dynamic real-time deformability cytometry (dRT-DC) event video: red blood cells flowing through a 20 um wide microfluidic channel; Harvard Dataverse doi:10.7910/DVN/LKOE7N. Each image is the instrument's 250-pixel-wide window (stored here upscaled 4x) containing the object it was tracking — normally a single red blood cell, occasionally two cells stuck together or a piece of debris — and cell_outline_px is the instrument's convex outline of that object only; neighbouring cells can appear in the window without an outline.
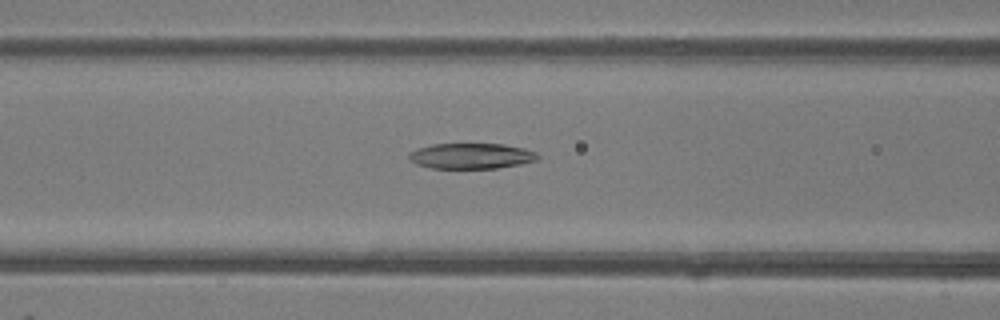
{"species": "common noctule bat (a hibernating species)", "species_latin": "Nyctalus noctula", "temperature_condition": "room temperature", "stored_images_in_passage": 35, "camera_frame_rate_fps": 3000, "um_per_image_px": 0.085, "animal": {"sex": "female"}, "frame": {"image": 1, "passage_image": 7, "time_ms": 2.0, "image_size_px": [1000, 320], "cell_outline_px": [[540, 156], [536, 160], [520, 164], [496, 168], [432, 168], [416, 164], [408, 160], [408, 152], [416, 148], [432, 144], [504, 144], [524, 148], [536, 152]], "centroid_in_image_um": [40.01, 13.25], "position_along_channel_um": 126.6, "area_um2": 19.31}}
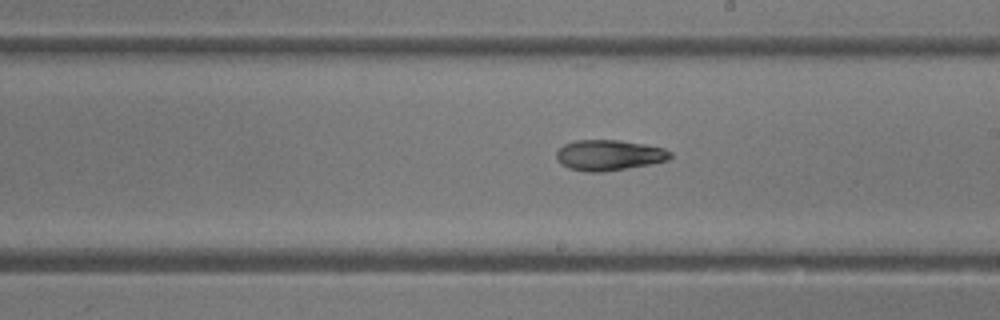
{"frame": {"image": 2, "passage_image": 15, "time_ms": 4.667, "image_size_px": [1000, 320], "cell_outline_px": [[672, 156], [668, 160], [648, 164], [604, 172], [588, 172], [568, 168], [560, 164], [556, 160], [556, 152], [564, 144], [576, 140], [620, 140], [644, 144], [664, 148], [672, 152]], "centroid_in_image_um": [51.74, 13.19], "position_along_channel_um": 237.3, "area_um2": 20.35}}
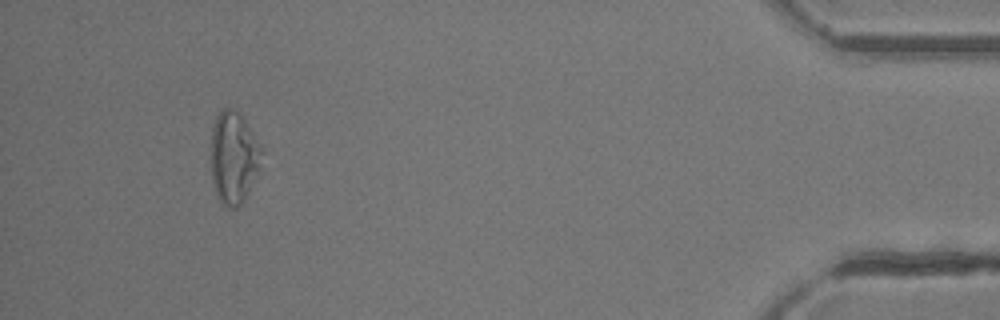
{"frame": {"image": 3, "passage_image": 33, "time_ms": 10.667, "image_size_px": [1000, 320], "cell_outline_px": [[260, 152], [256, 172], [248, 192], [244, 200], [236, 208], [228, 208], [216, 196], [212, 184], [212, 128], [216, 116], [224, 108], [232, 108], [240, 112], [260, 148]], "centroid_in_image_um": [19.8, 13.39], "position_along_channel_um": 415.4, "area_um2": 26.3}, "authors_computed_cell_mechanics": {"area_um2": 20.3456, "velocity_mm_per_s": 4.1505, "shape_relaxation_time_tau1_ms": 4.8743, "shape_relaxation_time_tau2_ms": 3.0226, "deformation_change_tau1": 0.1644, "deformation_change_tau2": 0.118}}